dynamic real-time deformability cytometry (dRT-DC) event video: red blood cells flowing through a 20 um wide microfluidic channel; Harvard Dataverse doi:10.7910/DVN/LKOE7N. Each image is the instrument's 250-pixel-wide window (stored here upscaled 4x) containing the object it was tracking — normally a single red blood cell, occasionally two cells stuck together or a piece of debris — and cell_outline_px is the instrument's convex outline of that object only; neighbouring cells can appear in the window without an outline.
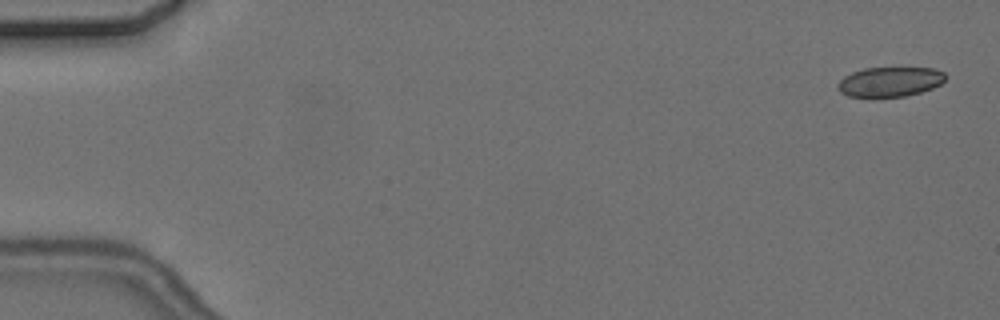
{"species": "common noctule bat (a hibernating species)", "species_latin": "Nyctalus noctula", "temperature_condition": "cold", "stored_images_in_passage": 5, "camera_frame_rate_fps": 3000, "um_per_image_px": 0.085, "animal": {"sex": "female", "body_mass_g": 24.6, "forearm_length_mm": 56.2}, "frame": {"image": 1, "passage_image": 1, "time_ms": 0.0, "image_size_px": [1000, 320], "cell_outline_px": [[944, 80], [940, 84], [932, 88], [920, 92], [904, 96], [848, 96], [840, 92], [836, 88], [836, 84], [844, 76], [852, 72], [864, 68], [932, 68], [944, 72]], "centroid_in_image_um": [75.6, 6.94], "position_along_channel_um": 9.4, "area_um2": 18.44}}
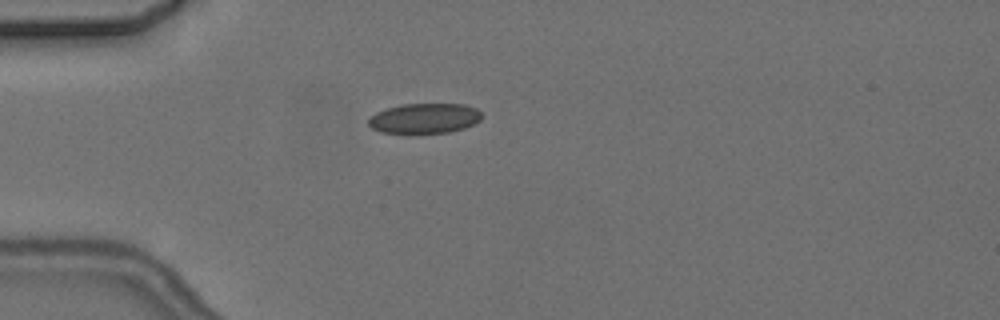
{"frame": {"image": 2, "passage_image": 5, "time_ms": 4.667, "image_size_px": [1000, 320], "cell_outline_px": [[484, 116], [480, 120], [464, 128], [448, 132], [416, 136], [380, 132], [372, 128], [368, 124], [368, 120], [376, 112], [384, 108], [404, 104], [464, 104], [476, 108]], "centroid_in_image_um": [36.05, 10.1], "position_along_channel_um": 48.9, "area_um2": 20.63}}